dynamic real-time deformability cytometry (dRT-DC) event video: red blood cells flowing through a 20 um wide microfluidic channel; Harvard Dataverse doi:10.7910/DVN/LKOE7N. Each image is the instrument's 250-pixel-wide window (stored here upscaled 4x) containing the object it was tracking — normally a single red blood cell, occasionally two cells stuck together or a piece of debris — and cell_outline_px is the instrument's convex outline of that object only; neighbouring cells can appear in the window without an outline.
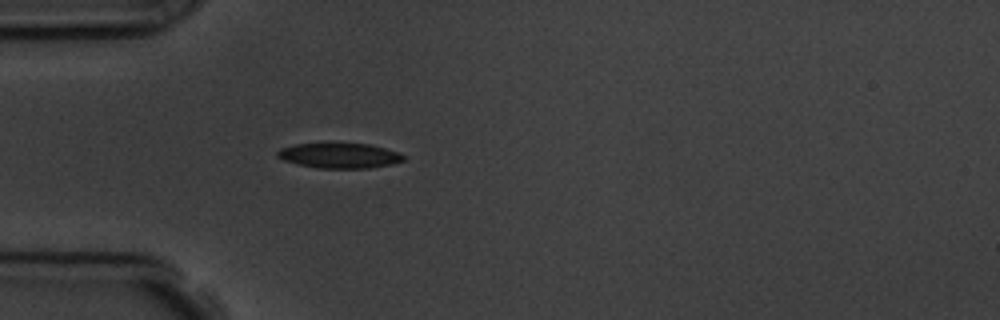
{"species": "common noctule bat (a hibernating species)", "species_latin": "Nyctalus noctula", "temperature_condition": "room temperature", "stored_images_in_passage": 4, "camera_frame_rate_fps": 3000, "um_per_image_px": 0.085, "animal": {"sex": "male", "body_mass_g": 19.5, "forearm_length_mm": 54.6}, "frame": {"image": 1, "passage_image": 4, "time_ms": 3.333, "image_size_px": [1000, 320], "cell_outline_px": [[408, 156], [404, 160], [392, 164], [368, 168], [316, 168], [284, 160], [276, 156], [276, 152], [280, 148], [292, 144], [368, 144], [400, 152]], "centroid_in_image_um": [28.88, 13.23], "position_along_channel_um": 56.1, "area_um2": 18.38}}